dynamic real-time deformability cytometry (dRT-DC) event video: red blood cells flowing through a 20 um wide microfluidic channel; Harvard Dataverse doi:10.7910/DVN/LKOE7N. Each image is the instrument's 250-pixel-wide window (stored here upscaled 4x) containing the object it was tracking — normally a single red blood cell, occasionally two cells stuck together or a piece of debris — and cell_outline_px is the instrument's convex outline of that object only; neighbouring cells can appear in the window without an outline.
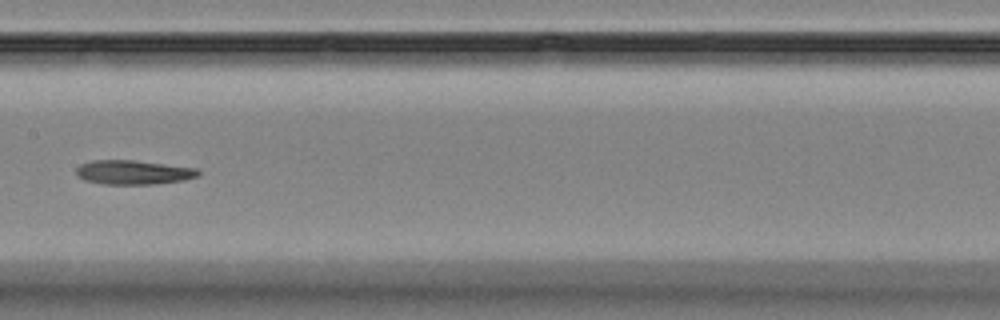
{"species": "Egyptian fruit bat (a non-hibernating species)", "species_latin": "Rousettus aegyptiacus", "temperature_condition": "room temperature", "stored_images_in_passage": 9, "camera_frame_rate_fps": 3000, "um_per_image_px": 0.085, "animal": {"sex": "female"}, "frame": {"image": 1, "passage_image": 9, "time_ms": 9.0, "image_size_px": [1000, 320], "cell_outline_px": [[200, 176], [184, 180], [152, 184], [104, 184], [84, 180], [76, 176], [76, 168], [80, 164], [92, 160], [132, 160], [196, 168], [200, 172]], "centroid_in_image_um": [11.31, 14.65], "position_along_channel_um": 196.1, "area_um2": 17.22}}